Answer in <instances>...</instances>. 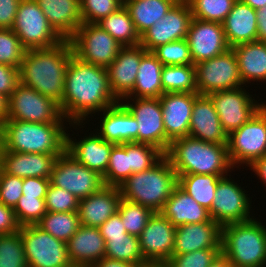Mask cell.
<instances>
[{
  "label": "cell",
  "instance_id": "6da1fadb",
  "mask_svg": "<svg viewBox=\"0 0 266 267\" xmlns=\"http://www.w3.org/2000/svg\"><path fill=\"white\" fill-rule=\"evenodd\" d=\"M119 101L110 90L107 68L71 56L66 70L61 113L70 123H87L89 118Z\"/></svg>",
  "mask_w": 266,
  "mask_h": 267
},
{
  "label": "cell",
  "instance_id": "7a4b0ae2",
  "mask_svg": "<svg viewBox=\"0 0 266 267\" xmlns=\"http://www.w3.org/2000/svg\"><path fill=\"white\" fill-rule=\"evenodd\" d=\"M73 54L70 40L52 48L26 50L19 67V82L60 105L66 70Z\"/></svg>",
  "mask_w": 266,
  "mask_h": 267
},
{
  "label": "cell",
  "instance_id": "3957f363",
  "mask_svg": "<svg viewBox=\"0 0 266 267\" xmlns=\"http://www.w3.org/2000/svg\"><path fill=\"white\" fill-rule=\"evenodd\" d=\"M164 155L177 175L224 177L234 170L228 157L227 144L208 143L190 136L172 140Z\"/></svg>",
  "mask_w": 266,
  "mask_h": 267
},
{
  "label": "cell",
  "instance_id": "277c9868",
  "mask_svg": "<svg viewBox=\"0 0 266 267\" xmlns=\"http://www.w3.org/2000/svg\"><path fill=\"white\" fill-rule=\"evenodd\" d=\"M69 124L5 120L0 125V150L62 154L66 150V132Z\"/></svg>",
  "mask_w": 266,
  "mask_h": 267
},
{
  "label": "cell",
  "instance_id": "5b68a950",
  "mask_svg": "<svg viewBox=\"0 0 266 267\" xmlns=\"http://www.w3.org/2000/svg\"><path fill=\"white\" fill-rule=\"evenodd\" d=\"M177 186L178 175L164 155L148 170L129 176L119 189L124 200L160 213Z\"/></svg>",
  "mask_w": 266,
  "mask_h": 267
},
{
  "label": "cell",
  "instance_id": "8992f818",
  "mask_svg": "<svg viewBox=\"0 0 266 267\" xmlns=\"http://www.w3.org/2000/svg\"><path fill=\"white\" fill-rule=\"evenodd\" d=\"M221 252L233 267H266L265 223L255 216L222 226Z\"/></svg>",
  "mask_w": 266,
  "mask_h": 267
},
{
  "label": "cell",
  "instance_id": "52a82bcc",
  "mask_svg": "<svg viewBox=\"0 0 266 267\" xmlns=\"http://www.w3.org/2000/svg\"><path fill=\"white\" fill-rule=\"evenodd\" d=\"M227 149L232 167L239 171L266 155V104L228 135Z\"/></svg>",
  "mask_w": 266,
  "mask_h": 267
},
{
  "label": "cell",
  "instance_id": "ba28073f",
  "mask_svg": "<svg viewBox=\"0 0 266 267\" xmlns=\"http://www.w3.org/2000/svg\"><path fill=\"white\" fill-rule=\"evenodd\" d=\"M235 171L237 169L220 178L212 207L209 210L211 219L221 227L251 220L256 215L252 213L255 210V206L252 207L251 205L253 196L251 197L250 193L247 194L249 191H247L248 189L245 190V186L239 183L240 180L235 181V177L231 175Z\"/></svg>",
  "mask_w": 266,
  "mask_h": 267
},
{
  "label": "cell",
  "instance_id": "9c48e42d",
  "mask_svg": "<svg viewBox=\"0 0 266 267\" xmlns=\"http://www.w3.org/2000/svg\"><path fill=\"white\" fill-rule=\"evenodd\" d=\"M12 30L26 50L52 48L64 41L35 0L20 1Z\"/></svg>",
  "mask_w": 266,
  "mask_h": 267
},
{
  "label": "cell",
  "instance_id": "30bf717a",
  "mask_svg": "<svg viewBox=\"0 0 266 267\" xmlns=\"http://www.w3.org/2000/svg\"><path fill=\"white\" fill-rule=\"evenodd\" d=\"M8 102L6 120L32 123H70L63 117L57 102L20 82L8 98Z\"/></svg>",
  "mask_w": 266,
  "mask_h": 267
},
{
  "label": "cell",
  "instance_id": "8fae6325",
  "mask_svg": "<svg viewBox=\"0 0 266 267\" xmlns=\"http://www.w3.org/2000/svg\"><path fill=\"white\" fill-rule=\"evenodd\" d=\"M248 88V86H242L208 95L213 101L227 135L249 121L266 104V100L263 101L264 98L258 99L259 96L255 97L251 94L253 91L249 92Z\"/></svg>",
  "mask_w": 266,
  "mask_h": 267
},
{
  "label": "cell",
  "instance_id": "7c38bea8",
  "mask_svg": "<svg viewBox=\"0 0 266 267\" xmlns=\"http://www.w3.org/2000/svg\"><path fill=\"white\" fill-rule=\"evenodd\" d=\"M69 40L76 57L104 68L115 60L122 48V45L97 23H82Z\"/></svg>",
  "mask_w": 266,
  "mask_h": 267
},
{
  "label": "cell",
  "instance_id": "4fadbf2b",
  "mask_svg": "<svg viewBox=\"0 0 266 267\" xmlns=\"http://www.w3.org/2000/svg\"><path fill=\"white\" fill-rule=\"evenodd\" d=\"M194 66L197 94L199 95H209L213 92L244 86L239 75L237 58L232 48Z\"/></svg>",
  "mask_w": 266,
  "mask_h": 267
},
{
  "label": "cell",
  "instance_id": "5bb4252c",
  "mask_svg": "<svg viewBox=\"0 0 266 267\" xmlns=\"http://www.w3.org/2000/svg\"><path fill=\"white\" fill-rule=\"evenodd\" d=\"M28 267H70L67 243L36 225L20 226Z\"/></svg>",
  "mask_w": 266,
  "mask_h": 267
},
{
  "label": "cell",
  "instance_id": "9a60e30c",
  "mask_svg": "<svg viewBox=\"0 0 266 267\" xmlns=\"http://www.w3.org/2000/svg\"><path fill=\"white\" fill-rule=\"evenodd\" d=\"M84 125H86V123L69 124L66 132V151L79 163L103 176L108 168L109 157L114 143L104 140L95 132L94 128L92 130L91 127H88L90 129L86 130L88 133L85 132L84 136L81 138L78 137L77 140L76 137L79 136V131L82 133L85 131L83 128H87V126ZM81 128L82 130H79ZM72 129L76 132L79 131L76 134ZM89 130L92 131L89 132ZM75 135L76 137H74Z\"/></svg>",
  "mask_w": 266,
  "mask_h": 267
},
{
  "label": "cell",
  "instance_id": "2e32d148",
  "mask_svg": "<svg viewBox=\"0 0 266 267\" xmlns=\"http://www.w3.org/2000/svg\"><path fill=\"white\" fill-rule=\"evenodd\" d=\"M50 183L67 190L79 200L104 186L101 175L79 163L66 150L55 161Z\"/></svg>",
  "mask_w": 266,
  "mask_h": 267
},
{
  "label": "cell",
  "instance_id": "e0dca14e",
  "mask_svg": "<svg viewBox=\"0 0 266 267\" xmlns=\"http://www.w3.org/2000/svg\"><path fill=\"white\" fill-rule=\"evenodd\" d=\"M120 102L136 118L139 125L138 143L153 145L165 154L171 140L165 134L160 99L123 98Z\"/></svg>",
  "mask_w": 266,
  "mask_h": 267
},
{
  "label": "cell",
  "instance_id": "ac0fdd59",
  "mask_svg": "<svg viewBox=\"0 0 266 267\" xmlns=\"http://www.w3.org/2000/svg\"><path fill=\"white\" fill-rule=\"evenodd\" d=\"M192 18L187 0H178L163 18L140 36V45L152 52L160 45L186 39Z\"/></svg>",
  "mask_w": 266,
  "mask_h": 267
},
{
  "label": "cell",
  "instance_id": "d6986e66",
  "mask_svg": "<svg viewBox=\"0 0 266 267\" xmlns=\"http://www.w3.org/2000/svg\"><path fill=\"white\" fill-rule=\"evenodd\" d=\"M186 39L194 65L230 49L223 24L218 22L192 18Z\"/></svg>",
  "mask_w": 266,
  "mask_h": 267
},
{
  "label": "cell",
  "instance_id": "ffe728a7",
  "mask_svg": "<svg viewBox=\"0 0 266 267\" xmlns=\"http://www.w3.org/2000/svg\"><path fill=\"white\" fill-rule=\"evenodd\" d=\"M176 227L161 213H154L139 236L146 261L167 262L174 249Z\"/></svg>",
  "mask_w": 266,
  "mask_h": 267
},
{
  "label": "cell",
  "instance_id": "44dd1931",
  "mask_svg": "<svg viewBox=\"0 0 266 267\" xmlns=\"http://www.w3.org/2000/svg\"><path fill=\"white\" fill-rule=\"evenodd\" d=\"M147 52L141 45L122 47L107 67L110 90L118 101L132 92L140 61Z\"/></svg>",
  "mask_w": 266,
  "mask_h": 267
},
{
  "label": "cell",
  "instance_id": "7402d4cb",
  "mask_svg": "<svg viewBox=\"0 0 266 267\" xmlns=\"http://www.w3.org/2000/svg\"><path fill=\"white\" fill-rule=\"evenodd\" d=\"M94 117L97 120L99 119L97 124L99 128H95V132L104 140L114 144L138 143L139 125L136 118L130 114L120 101L101 111L100 114H95L88 122Z\"/></svg>",
  "mask_w": 266,
  "mask_h": 267
},
{
  "label": "cell",
  "instance_id": "603a6c76",
  "mask_svg": "<svg viewBox=\"0 0 266 267\" xmlns=\"http://www.w3.org/2000/svg\"><path fill=\"white\" fill-rule=\"evenodd\" d=\"M197 93H164L159 99L166 136L172 141L189 136L192 107Z\"/></svg>",
  "mask_w": 266,
  "mask_h": 267
},
{
  "label": "cell",
  "instance_id": "cb8c5ba5",
  "mask_svg": "<svg viewBox=\"0 0 266 267\" xmlns=\"http://www.w3.org/2000/svg\"><path fill=\"white\" fill-rule=\"evenodd\" d=\"M222 227L213 219L208 222L184 224L176 227L172 255L221 248Z\"/></svg>",
  "mask_w": 266,
  "mask_h": 267
},
{
  "label": "cell",
  "instance_id": "d4e9b609",
  "mask_svg": "<svg viewBox=\"0 0 266 267\" xmlns=\"http://www.w3.org/2000/svg\"><path fill=\"white\" fill-rule=\"evenodd\" d=\"M60 155L0 150V169L6 174L20 178L50 179L55 161Z\"/></svg>",
  "mask_w": 266,
  "mask_h": 267
},
{
  "label": "cell",
  "instance_id": "484cf974",
  "mask_svg": "<svg viewBox=\"0 0 266 267\" xmlns=\"http://www.w3.org/2000/svg\"><path fill=\"white\" fill-rule=\"evenodd\" d=\"M189 136L208 143L228 144V135L223 130L213 101L208 95H199L195 99Z\"/></svg>",
  "mask_w": 266,
  "mask_h": 267
},
{
  "label": "cell",
  "instance_id": "4316f807",
  "mask_svg": "<svg viewBox=\"0 0 266 267\" xmlns=\"http://www.w3.org/2000/svg\"><path fill=\"white\" fill-rule=\"evenodd\" d=\"M121 199L119 187L107 185L92 195L80 199L78 205L80 224L99 228L118 211Z\"/></svg>",
  "mask_w": 266,
  "mask_h": 267
},
{
  "label": "cell",
  "instance_id": "83f0119b",
  "mask_svg": "<svg viewBox=\"0 0 266 267\" xmlns=\"http://www.w3.org/2000/svg\"><path fill=\"white\" fill-rule=\"evenodd\" d=\"M67 250L72 265L91 267L105 257L106 244L99 228L81 225L68 240Z\"/></svg>",
  "mask_w": 266,
  "mask_h": 267
},
{
  "label": "cell",
  "instance_id": "f1b7e54d",
  "mask_svg": "<svg viewBox=\"0 0 266 267\" xmlns=\"http://www.w3.org/2000/svg\"><path fill=\"white\" fill-rule=\"evenodd\" d=\"M54 30L69 40L83 23L80 0H35Z\"/></svg>",
  "mask_w": 266,
  "mask_h": 267
},
{
  "label": "cell",
  "instance_id": "f546056e",
  "mask_svg": "<svg viewBox=\"0 0 266 267\" xmlns=\"http://www.w3.org/2000/svg\"><path fill=\"white\" fill-rule=\"evenodd\" d=\"M232 49L237 58L239 75L244 86L250 87L255 84L257 85L255 88H258L261 83H265V86L266 42L257 40L234 46Z\"/></svg>",
  "mask_w": 266,
  "mask_h": 267
},
{
  "label": "cell",
  "instance_id": "4dcf8cb0",
  "mask_svg": "<svg viewBox=\"0 0 266 267\" xmlns=\"http://www.w3.org/2000/svg\"><path fill=\"white\" fill-rule=\"evenodd\" d=\"M223 29L230 48L257 41V14L251 6L237 0L225 18Z\"/></svg>",
  "mask_w": 266,
  "mask_h": 267
},
{
  "label": "cell",
  "instance_id": "1f68e13d",
  "mask_svg": "<svg viewBox=\"0 0 266 267\" xmlns=\"http://www.w3.org/2000/svg\"><path fill=\"white\" fill-rule=\"evenodd\" d=\"M175 227L211 220L209 210L177 186L160 212Z\"/></svg>",
  "mask_w": 266,
  "mask_h": 267
},
{
  "label": "cell",
  "instance_id": "d6a6232c",
  "mask_svg": "<svg viewBox=\"0 0 266 267\" xmlns=\"http://www.w3.org/2000/svg\"><path fill=\"white\" fill-rule=\"evenodd\" d=\"M163 66L152 52H147L140 61L134 88L125 98H160Z\"/></svg>",
  "mask_w": 266,
  "mask_h": 267
},
{
  "label": "cell",
  "instance_id": "836d02e7",
  "mask_svg": "<svg viewBox=\"0 0 266 267\" xmlns=\"http://www.w3.org/2000/svg\"><path fill=\"white\" fill-rule=\"evenodd\" d=\"M178 0L126 1L124 6L129 12L136 31L141 36L155 22L163 18Z\"/></svg>",
  "mask_w": 266,
  "mask_h": 267
},
{
  "label": "cell",
  "instance_id": "e575fe53",
  "mask_svg": "<svg viewBox=\"0 0 266 267\" xmlns=\"http://www.w3.org/2000/svg\"><path fill=\"white\" fill-rule=\"evenodd\" d=\"M97 24L118 41L122 47L140 45V35L124 5L116 12L102 18Z\"/></svg>",
  "mask_w": 266,
  "mask_h": 267
},
{
  "label": "cell",
  "instance_id": "d590c367",
  "mask_svg": "<svg viewBox=\"0 0 266 267\" xmlns=\"http://www.w3.org/2000/svg\"><path fill=\"white\" fill-rule=\"evenodd\" d=\"M220 175L190 174L178 175V186L201 206L210 210Z\"/></svg>",
  "mask_w": 266,
  "mask_h": 267
},
{
  "label": "cell",
  "instance_id": "8d00e7d4",
  "mask_svg": "<svg viewBox=\"0 0 266 267\" xmlns=\"http://www.w3.org/2000/svg\"><path fill=\"white\" fill-rule=\"evenodd\" d=\"M35 225L65 243L68 242L81 226L78 211H47Z\"/></svg>",
  "mask_w": 266,
  "mask_h": 267
},
{
  "label": "cell",
  "instance_id": "74e56055",
  "mask_svg": "<svg viewBox=\"0 0 266 267\" xmlns=\"http://www.w3.org/2000/svg\"><path fill=\"white\" fill-rule=\"evenodd\" d=\"M161 85L164 93H197L194 65H164Z\"/></svg>",
  "mask_w": 266,
  "mask_h": 267
},
{
  "label": "cell",
  "instance_id": "f35d334b",
  "mask_svg": "<svg viewBox=\"0 0 266 267\" xmlns=\"http://www.w3.org/2000/svg\"><path fill=\"white\" fill-rule=\"evenodd\" d=\"M105 257L126 261L135 265L146 263L139 243V237L127 234L125 237L104 238Z\"/></svg>",
  "mask_w": 266,
  "mask_h": 267
},
{
  "label": "cell",
  "instance_id": "ab89813d",
  "mask_svg": "<svg viewBox=\"0 0 266 267\" xmlns=\"http://www.w3.org/2000/svg\"><path fill=\"white\" fill-rule=\"evenodd\" d=\"M130 176L129 143L114 144L108 168L102 176L104 185L119 187Z\"/></svg>",
  "mask_w": 266,
  "mask_h": 267
},
{
  "label": "cell",
  "instance_id": "60d3db41",
  "mask_svg": "<svg viewBox=\"0 0 266 267\" xmlns=\"http://www.w3.org/2000/svg\"><path fill=\"white\" fill-rule=\"evenodd\" d=\"M123 226L130 235L139 237L154 212L143 205L120 200L118 211Z\"/></svg>",
  "mask_w": 266,
  "mask_h": 267
},
{
  "label": "cell",
  "instance_id": "b9f144b4",
  "mask_svg": "<svg viewBox=\"0 0 266 267\" xmlns=\"http://www.w3.org/2000/svg\"><path fill=\"white\" fill-rule=\"evenodd\" d=\"M237 0H187L195 19L223 23Z\"/></svg>",
  "mask_w": 266,
  "mask_h": 267
},
{
  "label": "cell",
  "instance_id": "7bdbcfd3",
  "mask_svg": "<svg viewBox=\"0 0 266 267\" xmlns=\"http://www.w3.org/2000/svg\"><path fill=\"white\" fill-rule=\"evenodd\" d=\"M0 267H28L20 229L0 235Z\"/></svg>",
  "mask_w": 266,
  "mask_h": 267
},
{
  "label": "cell",
  "instance_id": "ee69618b",
  "mask_svg": "<svg viewBox=\"0 0 266 267\" xmlns=\"http://www.w3.org/2000/svg\"><path fill=\"white\" fill-rule=\"evenodd\" d=\"M164 153L157 147L146 143H129L130 176L133 173L143 172L156 164Z\"/></svg>",
  "mask_w": 266,
  "mask_h": 267
},
{
  "label": "cell",
  "instance_id": "f6af8a7d",
  "mask_svg": "<svg viewBox=\"0 0 266 267\" xmlns=\"http://www.w3.org/2000/svg\"><path fill=\"white\" fill-rule=\"evenodd\" d=\"M152 53L163 65H194L187 39L160 45Z\"/></svg>",
  "mask_w": 266,
  "mask_h": 267
},
{
  "label": "cell",
  "instance_id": "bcb514c9",
  "mask_svg": "<svg viewBox=\"0 0 266 267\" xmlns=\"http://www.w3.org/2000/svg\"><path fill=\"white\" fill-rule=\"evenodd\" d=\"M26 49L12 29H0V63L19 68Z\"/></svg>",
  "mask_w": 266,
  "mask_h": 267
},
{
  "label": "cell",
  "instance_id": "7dc6e473",
  "mask_svg": "<svg viewBox=\"0 0 266 267\" xmlns=\"http://www.w3.org/2000/svg\"><path fill=\"white\" fill-rule=\"evenodd\" d=\"M13 210L20 226L35 225L47 212L45 198L22 195Z\"/></svg>",
  "mask_w": 266,
  "mask_h": 267
},
{
  "label": "cell",
  "instance_id": "c3c4849f",
  "mask_svg": "<svg viewBox=\"0 0 266 267\" xmlns=\"http://www.w3.org/2000/svg\"><path fill=\"white\" fill-rule=\"evenodd\" d=\"M122 6L119 0H80L83 23H97Z\"/></svg>",
  "mask_w": 266,
  "mask_h": 267
},
{
  "label": "cell",
  "instance_id": "681fc988",
  "mask_svg": "<svg viewBox=\"0 0 266 267\" xmlns=\"http://www.w3.org/2000/svg\"><path fill=\"white\" fill-rule=\"evenodd\" d=\"M79 199L63 188L49 184L45 197L46 211L72 212L78 211Z\"/></svg>",
  "mask_w": 266,
  "mask_h": 267
},
{
  "label": "cell",
  "instance_id": "f907efd6",
  "mask_svg": "<svg viewBox=\"0 0 266 267\" xmlns=\"http://www.w3.org/2000/svg\"><path fill=\"white\" fill-rule=\"evenodd\" d=\"M220 253L221 248H210L172 255L167 264L169 267H209Z\"/></svg>",
  "mask_w": 266,
  "mask_h": 267
},
{
  "label": "cell",
  "instance_id": "816d5d0a",
  "mask_svg": "<svg viewBox=\"0 0 266 267\" xmlns=\"http://www.w3.org/2000/svg\"><path fill=\"white\" fill-rule=\"evenodd\" d=\"M23 178L4 173L0 169V202L14 208L22 196Z\"/></svg>",
  "mask_w": 266,
  "mask_h": 267
},
{
  "label": "cell",
  "instance_id": "f5cc1de1",
  "mask_svg": "<svg viewBox=\"0 0 266 267\" xmlns=\"http://www.w3.org/2000/svg\"><path fill=\"white\" fill-rule=\"evenodd\" d=\"M19 83V68L0 63V93L9 98Z\"/></svg>",
  "mask_w": 266,
  "mask_h": 267
},
{
  "label": "cell",
  "instance_id": "db71d44e",
  "mask_svg": "<svg viewBox=\"0 0 266 267\" xmlns=\"http://www.w3.org/2000/svg\"><path fill=\"white\" fill-rule=\"evenodd\" d=\"M50 179L40 177L23 178L22 195L26 197L45 198Z\"/></svg>",
  "mask_w": 266,
  "mask_h": 267
},
{
  "label": "cell",
  "instance_id": "11a10c76",
  "mask_svg": "<svg viewBox=\"0 0 266 267\" xmlns=\"http://www.w3.org/2000/svg\"><path fill=\"white\" fill-rule=\"evenodd\" d=\"M99 230L103 238L125 237L128 234L118 212L106 220Z\"/></svg>",
  "mask_w": 266,
  "mask_h": 267
},
{
  "label": "cell",
  "instance_id": "9f6ffc18",
  "mask_svg": "<svg viewBox=\"0 0 266 267\" xmlns=\"http://www.w3.org/2000/svg\"><path fill=\"white\" fill-rule=\"evenodd\" d=\"M21 0H0V29H12Z\"/></svg>",
  "mask_w": 266,
  "mask_h": 267
},
{
  "label": "cell",
  "instance_id": "6f0895ef",
  "mask_svg": "<svg viewBox=\"0 0 266 267\" xmlns=\"http://www.w3.org/2000/svg\"><path fill=\"white\" fill-rule=\"evenodd\" d=\"M20 229L13 208L0 202V235L16 232Z\"/></svg>",
  "mask_w": 266,
  "mask_h": 267
},
{
  "label": "cell",
  "instance_id": "680465c9",
  "mask_svg": "<svg viewBox=\"0 0 266 267\" xmlns=\"http://www.w3.org/2000/svg\"><path fill=\"white\" fill-rule=\"evenodd\" d=\"M245 170L252 171L251 174L254 173V175L257 176V180H260L257 183L260 182L262 185L261 187H265L264 190L266 191V155L257 159L251 166H249Z\"/></svg>",
  "mask_w": 266,
  "mask_h": 267
},
{
  "label": "cell",
  "instance_id": "91938a15",
  "mask_svg": "<svg viewBox=\"0 0 266 267\" xmlns=\"http://www.w3.org/2000/svg\"><path fill=\"white\" fill-rule=\"evenodd\" d=\"M257 40L266 42V6L257 10Z\"/></svg>",
  "mask_w": 266,
  "mask_h": 267
},
{
  "label": "cell",
  "instance_id": "94428289",
  "mask_svg": "<svg viewBox=\"0 0 266 267\" xmlns=\"http://www.w3.org/2000/svg\"><path fill=\"white\" fill-rule=\"evenodd\" d=\"M91 267H137V265L126 261L104 257L98 262L94 263Z\"/></svg>",
  "mask_w": 266,
  "mask_h": 267
},
{
  "label": "cell",
  "instance_id": "6125c7cd",
  "mask_svg": "<svg viewBox=\"0 0 266 267\" xmlns=\"http://www.w3.org/2000/svg\"><path fill=\"white\" fill-rule=\"evenodd\" d=\"M8 98L0 93V125L6 120L8 114Z\"/></svg>",
  "mask_w": 266,
  "mask_h": 267
},
{
  "label": "cell",
  "instance_id": "be15d7a7",
  "mask_svg": "<svg viewBox=\"0 0 266 267\" xmlns=\"http://www.w3.org/2000/svg\"><path fill=\"white\" fill-rule=\"evenodd\" d=\"M209 267H233L228 258L221 252Z\"/></svg>",
  "mask_w": 266,
  "mask_h": 267
},
{
  "label": "cell",
  "instance_id": "e7e4bbea",
  "mask_svg": "<svg viewBox=\"0 0 266 267\" xmlns=\"http://www.w3.org/2000/svg\"><path fill=\"white\" fill-rule=\"evenodd\" d=\"M242 3L251 6L256 11L266 6V0H240Z\"/></svg>",
  "mask_w": 266,
  "mask_h": 267
},
{
  "label": "cell",
  "instance_id": "03108f58",
  "mask_svg": "<svg viewBox=\"0 0 266 267\" xmlns=\"http://www.w3.org/2000/svg\"><path fill=\"white\" fill-rule=\"evenodd\" d=\"M137 267H169V266L167 262L147 261L146 263L137 265Z\"/></svg>",
  "mask_w": 266,
  "mask_h": 267
},
{
  "label": "cell",
  "instance_id": "003e7915",
  "mask_svg": "<svg viewBox=\"0 0 266 267\" xmlns=\"http://www.w3.org/2000/svg\"><path fill=\"white\" fill-rule=\"evenodd\" d=\"M70 267H86V266H81V265H71Z\"/></svg>",
  "mask_w": 266,
  "mask_h": 267
},
{
  "label": "cell",
  "instance_id": "a7ac6f4b",
  "mask_svg": "<svg viewBox=\"0 0 266 267\" xmlns=\"http://www.w3.org/2000/svg\"><path fill=\"white\" fill-rule=\"evenodd\" d=\"M123 5L126 3V0H119Z\"/></svg>",
  "mask_w": 266,
  "mask_h": 267
},
{
  "label": "cell",
  "instance_id": "89a4df30",
  "mask_svg": "<svg viewBox=\"0 0 266 267\" xmlns=\"http://www.w3.org/2000/svg\"><path fill=\"white\" fill-rule=\"evenodd\" d=\"M126 1H145V0H126Z\"/></svg>",
  "mask_w": 266,
  "mask_h": 267
}]
</instances>
